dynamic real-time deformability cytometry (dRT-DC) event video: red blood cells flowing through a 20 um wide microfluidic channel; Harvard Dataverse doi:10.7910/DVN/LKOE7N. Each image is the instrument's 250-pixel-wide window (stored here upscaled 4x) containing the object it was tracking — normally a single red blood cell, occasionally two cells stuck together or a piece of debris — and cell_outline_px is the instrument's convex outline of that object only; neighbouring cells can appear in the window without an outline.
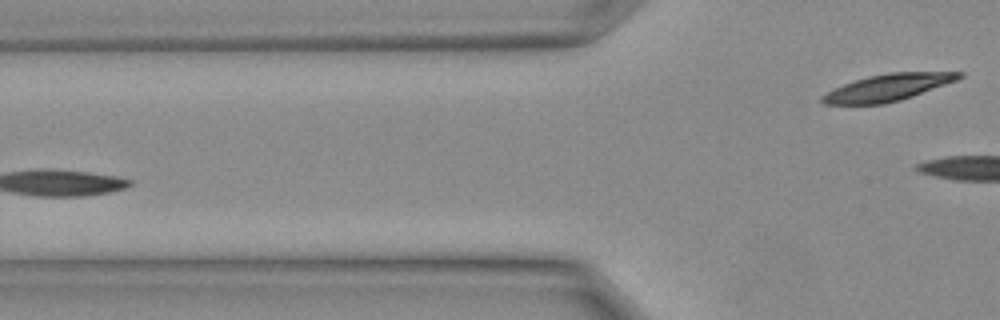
{"species": "Egyptian fruit bat (a non-hibernating species)", "species_latin": "Rousettus aegyptiacus", "temperature_condition": "warm", "stored_images_in_passage": 7, "segment_of_instrument_passage": [2, 2], "camera_frame_rate_fps": 3000, "um_per_image_px": 0.085, "animal": {"sex": "female"}, "frame": {"image": 1, "passage_image": 7, "time_ms": 2.0, "image_size_px": [1000, 320], "cell_outline_px": [[964, 76], [956, 80], [912, 96], [900, 100], [884, 104], [824, 104], [820, 100], [820, 96], [844, 84], [868, 76], [888, 72], [964, 72]], "centroid_in_image_um": [75.46, 7.43], "position_along_channel_um": 50.3, "area_um2": 21.1}}